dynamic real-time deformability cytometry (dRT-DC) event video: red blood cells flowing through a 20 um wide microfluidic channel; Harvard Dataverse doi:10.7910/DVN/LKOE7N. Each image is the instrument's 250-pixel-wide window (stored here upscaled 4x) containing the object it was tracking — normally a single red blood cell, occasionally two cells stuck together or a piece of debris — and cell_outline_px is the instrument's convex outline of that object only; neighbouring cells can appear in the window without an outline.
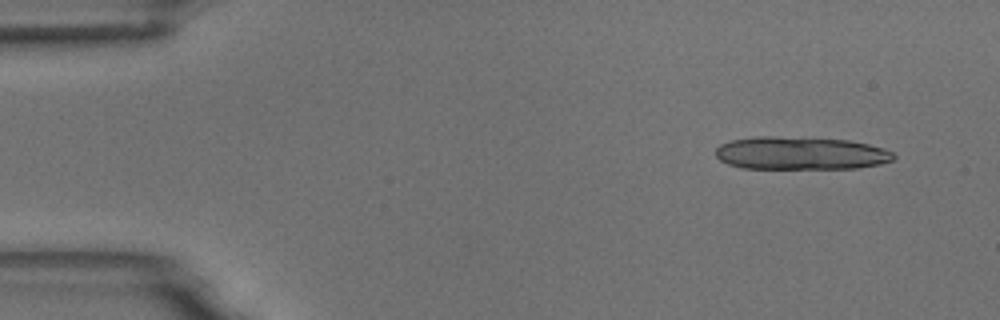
{"species": "common noctule bat (a hibernating species)", "species_latin": "Nyctalus noctula", "temperature_condition": "room temperature", "stored_images_in_passage": 7, "camera_frame_rate_fps": 3000, "um_per_image_px": 0.085, "animal": {"sex": "male", "body_mass_g": 18.8}, "frame": {"image": 1, "passage_image": 1, "time_ms": 0.0, "image_size_px": [1000, 320], "cell_outline_px": [[896, 156], [892, 160], [880, 164], [856, 168], [744, 168], [728, 164], [720, 160], [716, 156], [716, 148], [720, 144], [732, 140], [756, 136], [772, 136], [848, 140], [868, 144], [884, 148], [892, 152]], "centroid_in_image_um": [68.04, 13.02], "position_along_channel_um": 17.0, "area_um2": 33.99}}
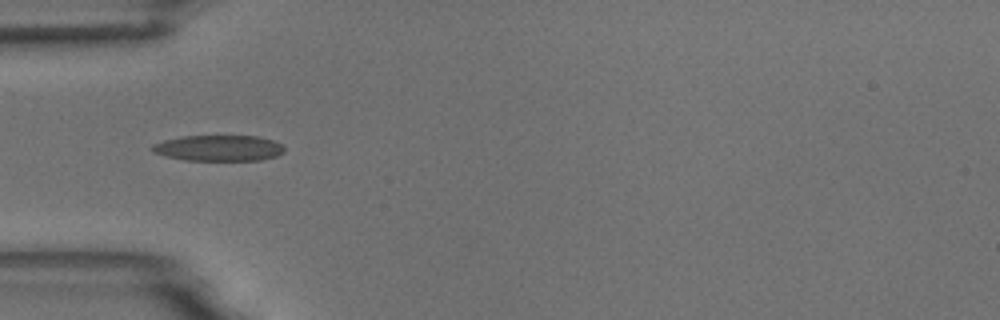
{"frame": {"image": 2, "passage_image": 5, "time_ms": 4.333, "image_size_px": [1000, 320], "cell_outline_px": [[284, 152], [276, 156], [260, 160], [184, 160], [164, 156], [152, 152], [148, 148], [152, 144], [164, 140], [184, 136], [256, 136], [272, 140], [280, 144], [284, 148]], "centroid_in_image_um": [18.52, 12.59], "position_along_channel_um": 66.5, "area_um2": 19.94}}